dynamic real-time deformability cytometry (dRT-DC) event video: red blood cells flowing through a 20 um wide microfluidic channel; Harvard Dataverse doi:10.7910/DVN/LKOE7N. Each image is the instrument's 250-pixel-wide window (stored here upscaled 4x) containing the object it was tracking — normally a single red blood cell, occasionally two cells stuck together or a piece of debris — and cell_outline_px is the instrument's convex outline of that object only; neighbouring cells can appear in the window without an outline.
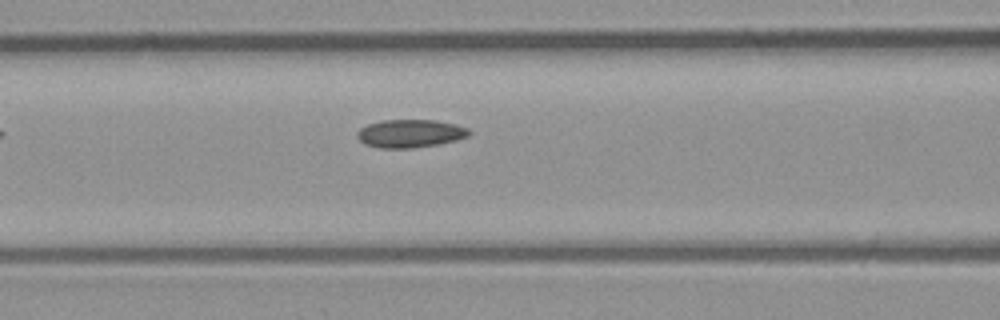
{"species": "common noctule bat (a hibernating species)", "species_latin": "Nyctalus noctula", "temperature_condition": "room temperature", "stored_images_in_passage": 6, "camera_frame_rate_fps": 3000, "um_per_image_px": 0.085, "animal": {"sex": "male", "body_mass_g": 23.1, "forearm_length_mm": 52.7}, "frame": {"image": 1, "passage_image": 6, "time_ms": 1.667, "image_size_px": [1000, 320], "cell_outline_px": [[472, 132], [468, 136], [456, 140], [440, 144], [412, 148], [380, 148], [364, 144], [356, 136], [356, 132], [360, 128], [368, 124], [380, 120], [436, 120], [456, 124], [468, 128]], "centroid_in_image_um": [34.86, 11.34], "position_along_channel_um": 131.7, "area_um2": 18.5}}